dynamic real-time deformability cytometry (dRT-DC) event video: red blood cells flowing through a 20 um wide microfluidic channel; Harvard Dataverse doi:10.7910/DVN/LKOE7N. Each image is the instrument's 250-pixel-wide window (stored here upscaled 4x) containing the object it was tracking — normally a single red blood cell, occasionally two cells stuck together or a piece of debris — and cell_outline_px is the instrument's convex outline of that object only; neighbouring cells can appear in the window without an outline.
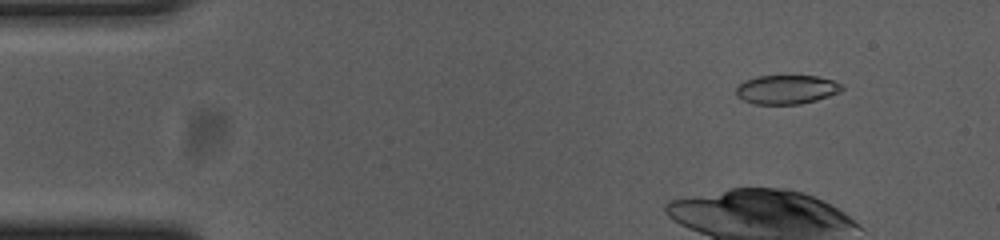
{"species": "common noctule bat (a hibernating species)", "species_latin": "Nyctalus noctula", "temperature_condition": "cold", "stored_images_in_passage": 17, "camera_frame_rate_fps": 3000, "um_per_image_px": 0.085, "animal": {"sex": "female", "body_mass_g": 23.0, "forearm_length_mm": 53.4}, "frame": {"image": 1, "passage_image": 6, "time_ms": 1.667, "image_size_px": [1000, 240], "cell_outline_px": [[844, 88], [840, 92], [816, 100], [800, 104], [752, 104], [736, 96], [736, 88], [744, 80], [756, 76], [816, 76], [832, 80], [844, 84]], "centroid_in_image_um": [66.86, 7.61], "position_along_channel_um": 18.1, "area_um2": 17.98}}